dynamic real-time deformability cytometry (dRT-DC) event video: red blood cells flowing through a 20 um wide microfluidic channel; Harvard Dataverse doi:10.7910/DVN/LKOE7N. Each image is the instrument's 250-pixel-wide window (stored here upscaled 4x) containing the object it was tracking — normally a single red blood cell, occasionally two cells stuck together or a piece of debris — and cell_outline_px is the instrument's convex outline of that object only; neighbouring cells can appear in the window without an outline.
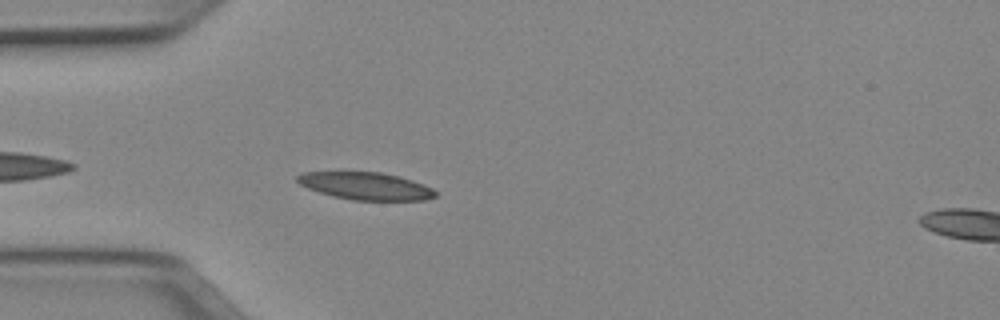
{"species": "Egyptian fruit bat (a non-hibernating species)", "species_latin": "Rousettus aegyptiacus", "temperature_condition": "cold", "stored_images_in_passage": 39, "camera_frame_rate_fps": 3000, "um_per_image_px": 0.085, "animal": {"sex": "female"}, "frame": {"image": 1, "passage_image": 3, "time_ms": 0.667, "image_size_px": [1000, 320], "cell_outline_px": [[436, 196], [424, 200], [352, 200], [332, 196], [308, 188], [300, 184], [296, 180], [296, 176], [304, 172], [380, 172], [400, 176], [424, 184], [432, 188], [436, 192]], "centroid_in_image_um": [31.1, 15.81], "position_along_channel_um": 53.9, "area_um2": 22.02}}
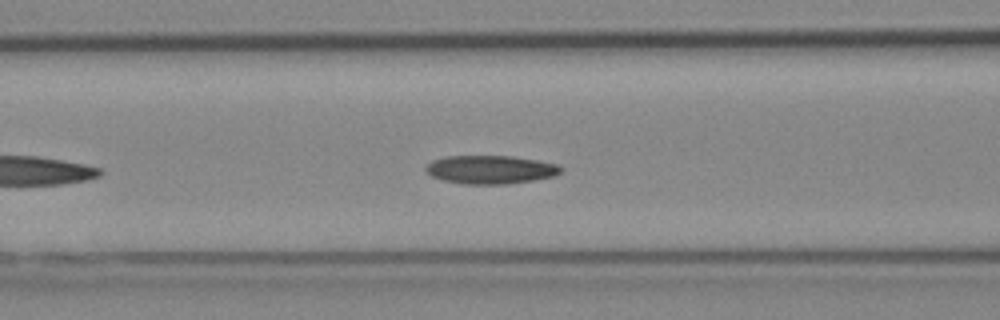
{"frame": {"image": 2, "passage_image": 9, "time_ms": 2.667, "image_size_px": [1000, 320], "cell_outline_px": [[564, 168], [560, 172], [552, 176], [532, 180], [508, 184], [464, 184], [444, 180], [432, 176], [424, 168], [432, 160], [444, 156], [512, 156], [560, 164]], "centroid_in_image_um": [41.7, 14.41], "position_along_channel_um": 124.9, "area_um2": 22.31}}
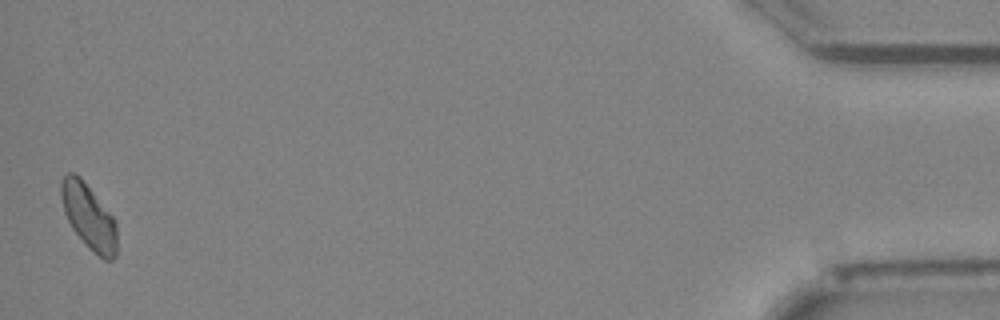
{"frame": {"image": 3, "passage_image": 39, "time_ms": 12.667, "image_size_px": [1000, 320], "cell_outline_px": [[116, 256], [112, 260], [104, 260], [92, 252], [88, 248], [72, 228], [64, 212], [60, 196], [60, 180], [68, 172], [72, 172], [80, 176], [116, 220]], "centroid_in_image_um": [7.53, 18.41], "position_along_channel_um": 427.7, "area_um2": 21.33}, "authors_computed_cell_mechanics": {"area_um2": 21.7328, "velocity_mm_per_s": 3.9283, "shape_relaxation_time_tau1_ms": 4.9855, "shape_relaxation_time_tau2_ms": null, "deformation_change_tau1": 0.113, "deformation_change_tau2": null}}